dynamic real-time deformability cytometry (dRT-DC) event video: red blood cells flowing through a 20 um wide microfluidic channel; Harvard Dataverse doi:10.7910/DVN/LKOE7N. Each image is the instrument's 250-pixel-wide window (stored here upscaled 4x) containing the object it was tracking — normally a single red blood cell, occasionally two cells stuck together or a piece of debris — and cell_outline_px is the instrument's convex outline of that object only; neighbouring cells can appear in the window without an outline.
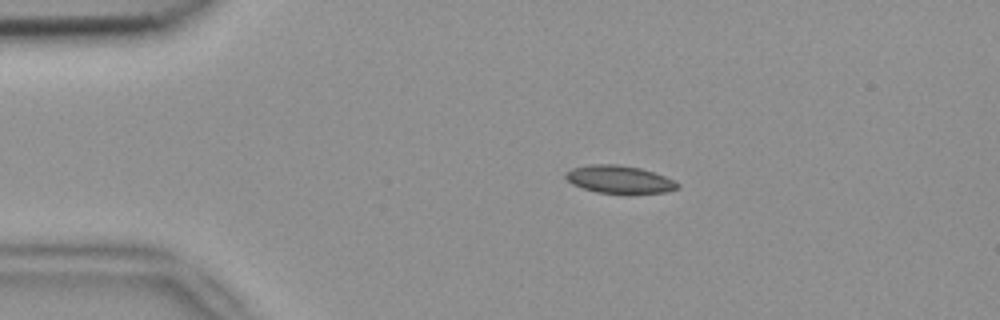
{"species": "common noctule bat (a hibernating species)", "species_latin": "Nyctalus noctula", "temperature_condition": "room temperature", "stored_images_in_passage": 6, "camera_frame_rate_fps": 3000, "um_per_image_px": 0.085, "animal": {"sex": "female", "body_mass_g": 18.4}, "frame": {"image": 1, "passage_image": 3, "time_ms": 0.667, "image_size_px": [1000, 320], "cell_outline_px": [[680, 188], [668, 192], [628, 196], [596, 192], [572, 184], [564, 176], [572, 168], [592, 164], [616, 164], [640, 168], [664, 176], [680, 184]], "centroid_in_image_um": [52.7, 15.3], "position_along_channel_um": 32.3, "area_um2": 18.61}}
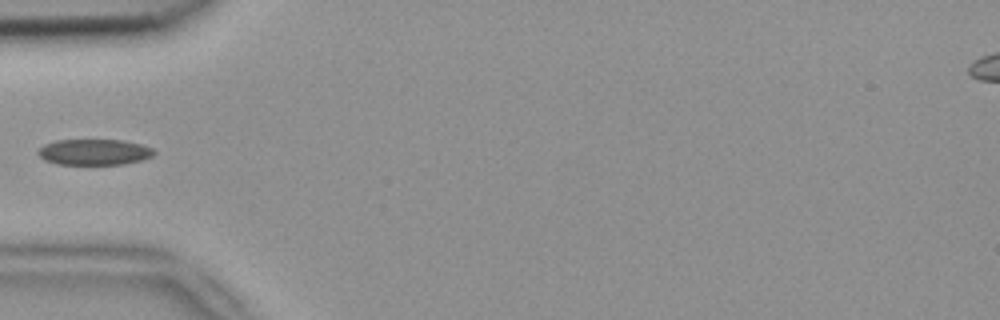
{"frame": {"image": 2, "passage_image": 5, "time_ms": 1.333, "image_size_px": [1000, 320], "cell_outline_px": [[156, 152], [152, 156], [140, 160], [124, 164], [56, 164], [44, 160], [36, 152], [44, 144], [56, 140], [124, 140], [140, 144], [152, 148]], "centroid_in_image_um": [7.99, 12.92], "position_along_channel_um": 77.0, "area_um2": 17.46}}